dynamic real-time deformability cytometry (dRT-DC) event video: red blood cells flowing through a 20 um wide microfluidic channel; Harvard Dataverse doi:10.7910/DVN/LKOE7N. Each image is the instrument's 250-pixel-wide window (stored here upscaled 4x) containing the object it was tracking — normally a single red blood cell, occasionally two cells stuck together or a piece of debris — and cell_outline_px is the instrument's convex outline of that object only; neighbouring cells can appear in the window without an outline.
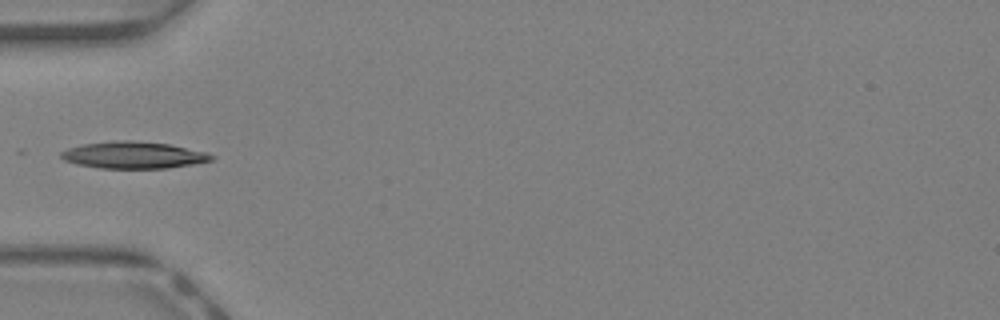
{"species": "Egyptian fruit bat (a non-hibernating species)", "species_latin": "Rousettus aegyptiacus", "temperature_condition": "warm", "stored_images_in_passage": 30, "camera_frame_rate_fps": 3000, "um_per_image_px": 0.085, "animal": {"sex": "female"}, "frame": {"image": 1, "passage_image": 1, "time_ms": 0.0, "image_size_px": [1000, 320], "cell_outline_px": [[216, 156], [212, 160], [192, 164], [168, 168], [100, 168], [76, 164], [64, 160], [60, 156], [60, 152], [68, 148], [84, 144], [120, 140], [132, 140], [168, 144], [208, 152]], "centroid_in_image_um": [11.36, 13.18], "position_along_channel_um": 73.6, "area_um2": 23.47}}
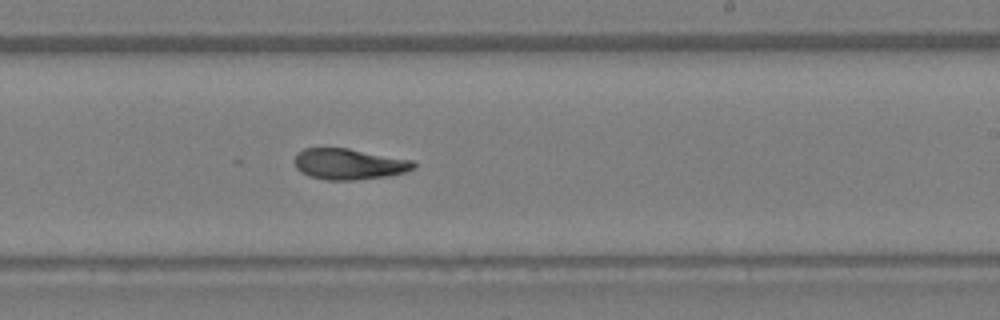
{"frame": {"image": 2, "passage_image": 13, "time_ms": 4.0, "image_size_px": [1000, 320], "cell_outline_px": [[416, 168], [404, 172], [388, 176], [352, 180], [328, 180], [308, 176], [300, 172], [296, 168], [296, 156], [304, 148], [348, 148], [412, 160], [416, 164]], "centroid_in_image_um": [29.68, 13.95], "position_along_channel_um": 259.3, "area_um2": 21.33}}
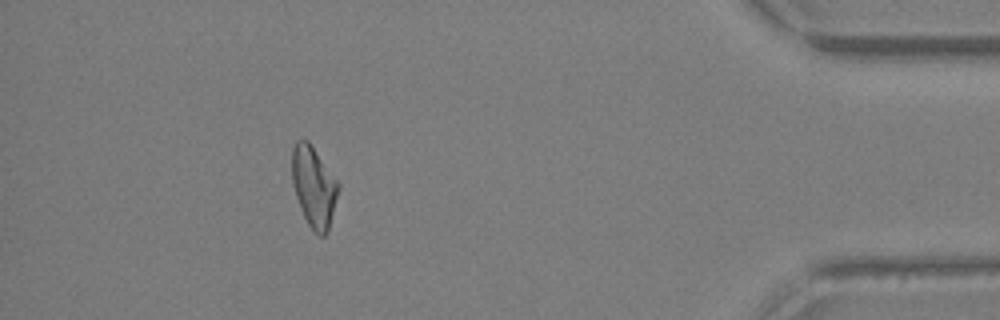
{"frame": {"image": 3, "passage_image": 26, "time_ms": 8.333, "image_size_px": [1000, 320], "cell_outline_px": [[340, 188], [328, 232], [324, 236], [320, 236], [308, 224], [300, 208], [292, 184], [292, 148], [296, 140], [308, 140], [340, 184]], "centroid_in_image_um": [26.68, 15.87], "position_along_channel_um": 408.5, "area_um2": 21.79}}